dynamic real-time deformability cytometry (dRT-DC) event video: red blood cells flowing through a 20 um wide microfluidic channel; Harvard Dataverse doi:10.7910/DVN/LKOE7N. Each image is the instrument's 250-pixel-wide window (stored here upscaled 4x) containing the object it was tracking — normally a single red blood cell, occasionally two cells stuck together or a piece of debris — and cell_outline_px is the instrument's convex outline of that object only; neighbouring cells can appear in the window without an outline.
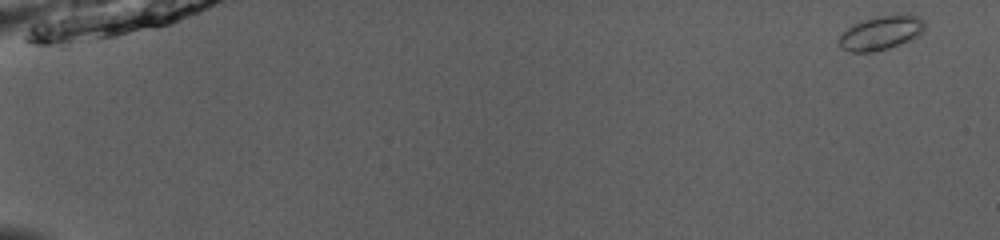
{"species": "common noctule bat (a hibernating species)", "species_latin": "Nyctalus noctula", "temperature_condition": "room temperature", "stored_images_in_passage": 52, "camera_frame_rate_fps": 3000, "um_per_image_px": 0.085, "animal": {"sex": "male", "body_mass_g": 13.0, "forearm_length_mm": 53.1}, "frame": {"image": 1, "passage_image": 1, "time_ms": 0.0, "image_size_px": [1000, 240], "cell_outline_px": [[924, 32], [912, 40], [876, 52], [852, 52], [840, 48], [840, 36], [852, 24], [864, 20], [880, 16], [920, 16], [924, 20]], "centroid_in_image_um": [74.9, 2.82], "position_along_channel_um": 10.1, "area_um2": 16.7}}
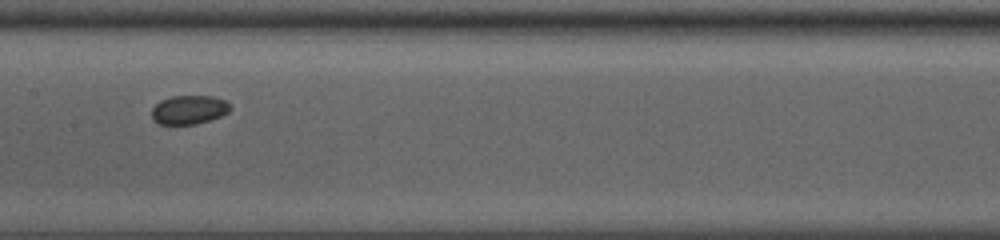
{"frame": {"image": 2, "passage_image": 28, "time_ms": 9.0, "image_size_px": [1000, 240], "cell_outline_px": [[232, 108], [228, 112], [220, 116], [196, 124], [160, 124], [152, 120], [152, 108], [160, 100], [172, 96], [212, 96], [228, 100], [232, 104]], "centroid_in_image_um": [16.09, 9.31], "position_along_channel_um": 191.3, "area_um2": 13.35}}
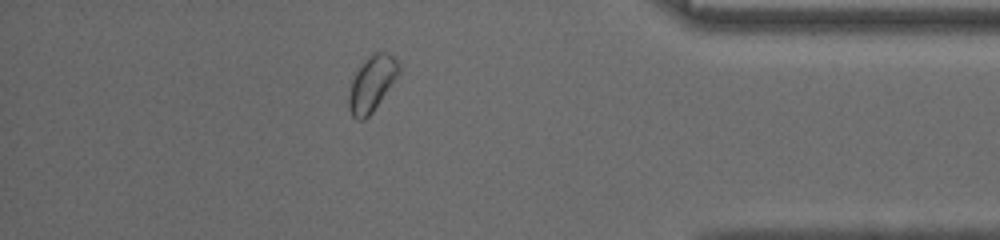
{"frame": {"image": 3, "passage_image": 46, "time_ms": 15.0, "image_size_px": [1000, 240], "cell_outline_px": [[400, 72], [372, 112], [364, 120], [356, 120], [352, 116], [348, 108], [348, 96], [352, 80], [356, 72], [368, 56], [376, 52], [388, 52], [400, 64]], "centroid_in_image_um": [31.59, 7.11], "position_along_channel_um": 403.6, "area_um2": 15.95}}